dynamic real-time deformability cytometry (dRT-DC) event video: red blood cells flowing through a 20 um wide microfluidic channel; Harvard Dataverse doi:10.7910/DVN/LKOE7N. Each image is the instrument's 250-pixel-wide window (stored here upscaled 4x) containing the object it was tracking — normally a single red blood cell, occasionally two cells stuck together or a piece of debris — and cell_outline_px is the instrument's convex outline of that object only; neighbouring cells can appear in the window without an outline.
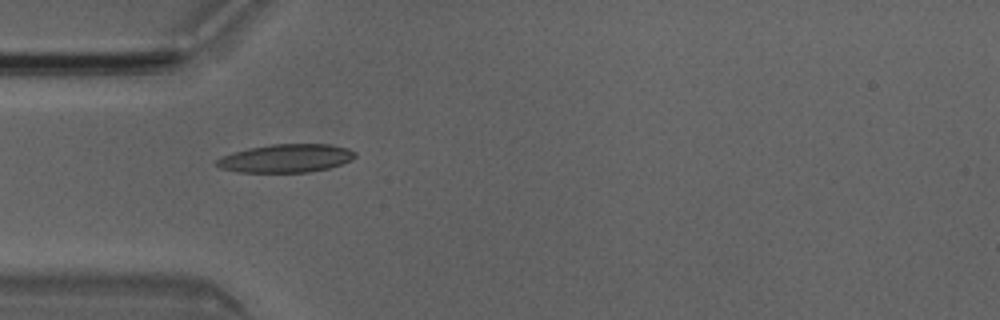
{"species": "Egyptian fruit bat (a non-hibernating species)", "species_latin": "Rousettus aegyptiacus", "temperature_condition": "room temperature", "stored_images_in_passage": 5, "camera_frame_rate_fps": 3000, "um_per_image_px": 0.085, "animal": {"sex": "male"}, "frame": {"image": 1, "passage_image": 4, "time_ms": 1.0, "image_size_px": [1000, 320], "cell_outline_px": [[356, 156], [352, 160], [328, 168], [308, 172], [240, 172], [220, 168], [216, 164], [216, 160], [232, 152], [248, 148], [272, 144], [332, 144], [348, 148], [356, 152]], "centroid_in_image_um": [24.34, 13.44], "position_along_channel_um": 60.7, "area_um2": 22.77}}